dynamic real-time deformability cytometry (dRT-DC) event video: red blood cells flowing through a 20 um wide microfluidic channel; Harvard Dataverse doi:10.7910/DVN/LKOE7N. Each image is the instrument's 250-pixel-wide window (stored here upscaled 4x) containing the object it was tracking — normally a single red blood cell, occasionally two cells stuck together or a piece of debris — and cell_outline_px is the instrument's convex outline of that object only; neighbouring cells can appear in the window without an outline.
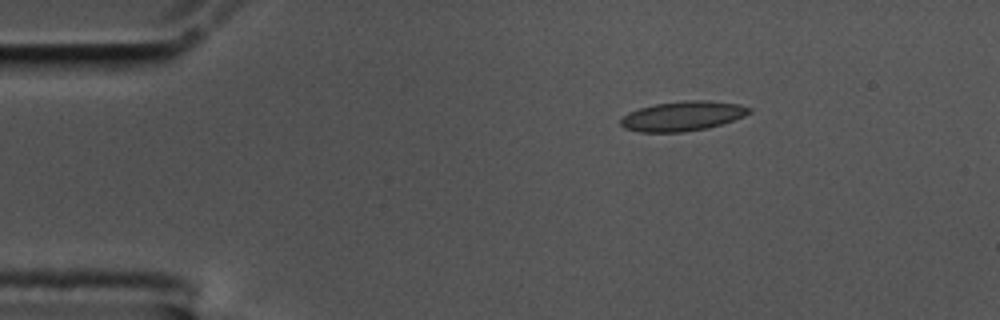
{"species": "common noctule bat (a hibernating species)", "species_latin": "Nyctalus noctula", "temperature_condition": "cold", "stored_images_in_passage": 49, "camera_frame_rate_fps": 3000, "um_per_image_px": 0.085, "animal": {"sex": "male", "body_mass_g": 17.5, "forearm_length_mm": 52.3}, "frame": {"image": 1, "passage_image": 1, "time_ms": 0.0, "image_size_px": [1000, 320], "cell_outline_px": [[752, 112], [744, 116], [708, 128], [680, 132], [640, 132], [624, 128], [620, 124], [620, 120], [628, 112], [640, 108], [656, 104], [684, 100], [708, 100], [740, 104], [752, 108]], "centroid_in_image_um": [58.03, 9.86], "position_along_channel_um": 27.0, "area_um2": 22.2}}
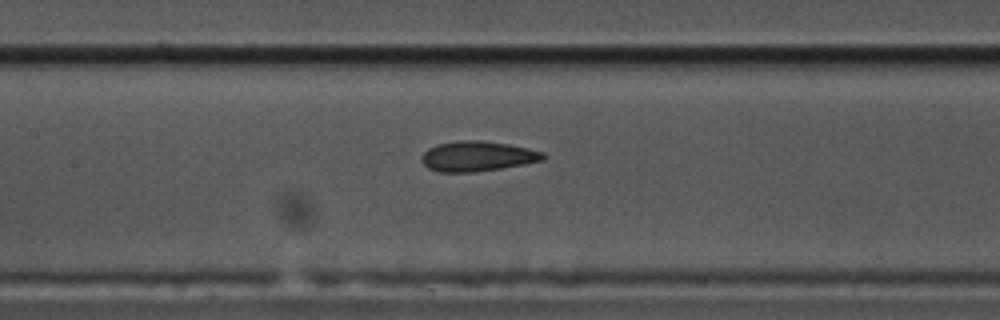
{"frame": {"image": 2, "passage_image": 18, "time_ms": 5.667, "image_size_px": [1000, 320], "cell_outline_px": [[548, 156], [544, 160], [524, 164], [476, 172], [440, 172], [428, 168], [420, 160], [420, 156], [428, 148], [436, 144], [460, 140], [480, 140], [508, 144], [528, 148], [544, 152]], "centroid_in_image_um": [40.58, 13.28], "position_along_channel_um": 166.8, "area_um2": 21.5}}
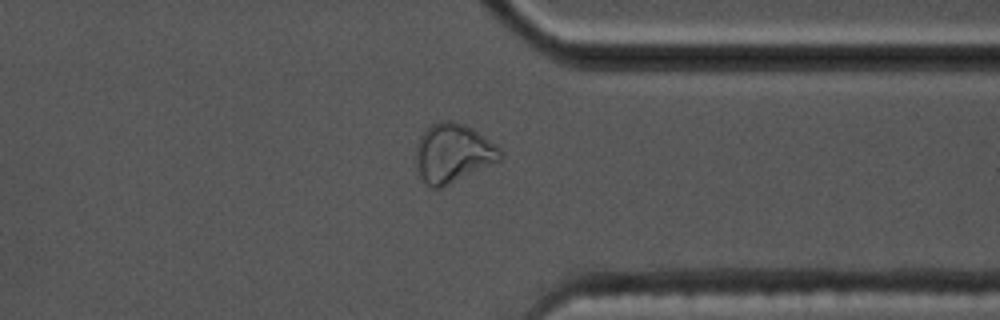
{"frame": {"image": 3, "passage_image": 36, "time_ms": 11.667, "image_size_px": [1000, 320], "cell_outline_px": [[504, 156], [500, 160], [440, 188], [432, 188], [420, 176], [416, 164], [416, 144], [420, 136], [428, 124], [440, 120], [452, 120], [464, 124], [472, 128], [500, 148], [504, 152]], "centroid_in_image_um": [38.48, 12.98], "position_along_channel_um": 372.9, "area_um2": 28.9}, "authors_computed_cell_mechanics": {"area_um2": 21.6172, "velocity_mm_per_s": 3.484, "shape_relaxation_time_tau1_ms": null, "shape_relaxation_time_tau2_ms": 1.7018, "deformation_change_tau1": null, "deformation_change_tau2": 0.0878}}